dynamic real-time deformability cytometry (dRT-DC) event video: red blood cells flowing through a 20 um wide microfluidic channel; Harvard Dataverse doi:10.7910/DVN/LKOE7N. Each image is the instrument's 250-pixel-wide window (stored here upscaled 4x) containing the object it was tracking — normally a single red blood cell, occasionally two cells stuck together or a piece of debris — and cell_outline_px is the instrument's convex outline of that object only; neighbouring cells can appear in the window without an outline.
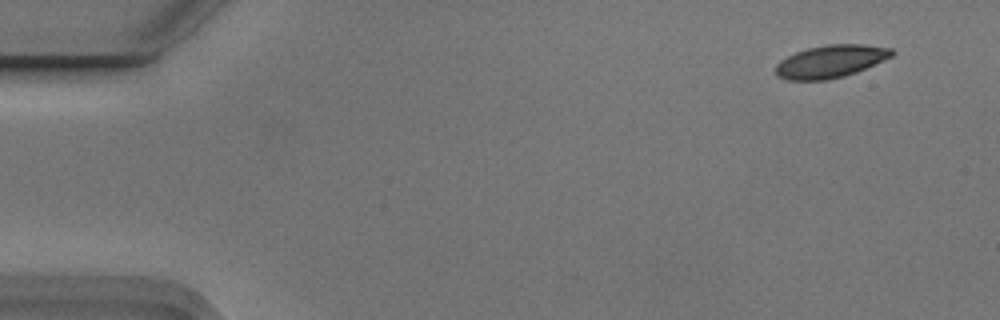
{"species": "Egyptian fruit bat (a non-hibernating species)", "species_latin": "Rousettus aegyptiacus", "temperature_condition": "cold", "stored_images_in_passage": 5, "camera_frame_rate_fps": 3000, "um_per_image_px": 0.085, "animal": {"sex": "male"}, "frame": {"image": 1, "passage_image": 1, "time_ms": 0.0, "image_size_px": [1000, 320], "cell_outline_px": [[896, 52], [892, 56], [856, 72], [844, 76], [828, 80], [788, 80], [776, 76], [776, 64], [780, 60], [796, 52], [808, 48], [828, 44], [864, 44], [892, 48]], "centroid_in_image_um": [70.6, 5.22], "position_along_channel_um": 14.4, "area_um2": 22.08}}